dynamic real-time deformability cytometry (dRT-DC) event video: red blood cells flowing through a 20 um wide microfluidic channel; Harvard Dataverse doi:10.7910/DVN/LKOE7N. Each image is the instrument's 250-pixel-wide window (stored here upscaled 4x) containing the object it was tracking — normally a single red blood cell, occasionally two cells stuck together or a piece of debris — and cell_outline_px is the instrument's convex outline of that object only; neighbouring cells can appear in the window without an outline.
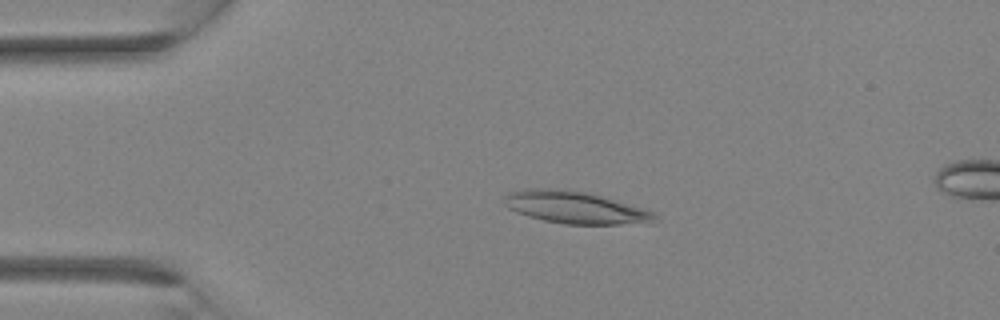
{"species": "Egyptian fruit bat (a non-hibernating species)", "species_latin": "Rousettus aegyptiacus", "temperature_condition": "room temperature", "stored_images_in_passage": 3, "camera_frame_rate_fps": 3000, "um_per_image_px": 0.085, "animal": {"sex": "female"}, "frame": {"image": 1, "passage_image": 2, "time_ms": 0.333, "image_size_px": [1000, 320], "cell_outline_px": [[656, 216], [648, 224], [564, 224], [544, 220], [528, 216], [516, 212], [508, 208], [504, 204], [504, 196], [508, 192], [524, 188], [552, 188], [588, 192], [640, 208], [652, 212]], "centroid_in_image_um": [48.8, 17.63], "position_along_channel_um": 36.2, "area_um2": 28.03}}